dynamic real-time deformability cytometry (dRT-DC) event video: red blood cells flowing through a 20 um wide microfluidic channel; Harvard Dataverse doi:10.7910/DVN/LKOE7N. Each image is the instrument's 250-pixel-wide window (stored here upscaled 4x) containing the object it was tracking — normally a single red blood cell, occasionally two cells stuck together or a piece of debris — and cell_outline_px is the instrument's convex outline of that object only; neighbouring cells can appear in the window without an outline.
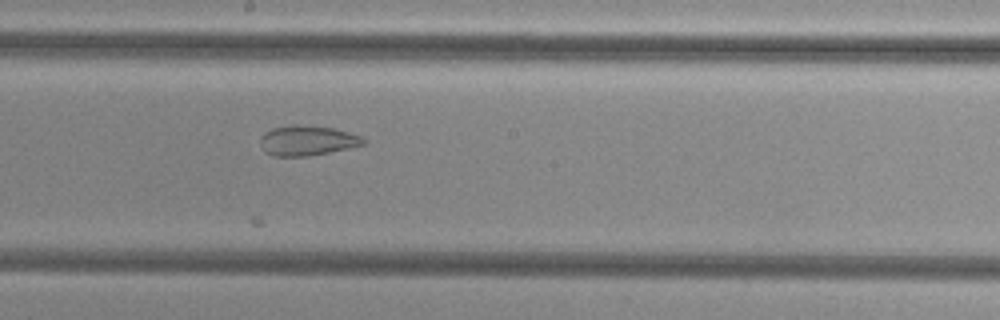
{"species": "common noctule bat (a hibernating species)", "species_latin": "Nyctalus noctula", "temperature_condition": "cold", "stored_images_in_passage": 39, "segment_of_instrument_passage": [1, 2], "camera_frame_rate_fps": 3000, "um_per_image_px": 0.085, "animal": {"sex": "female", "body_mass_g": 29.2, "forearm_length_mm": 56.3}, "frame": {"image": 1, "passage_image": 14, "time_ms": 4.333, "image_size_px": [1000, 320], "cell_outline_px": [[364, 144], [348, 148], [308, 156], [272, 156], [264, 152], [260, 144], [260, 136], [264, 132], [272, 128], [292, 124], [296, 124], [332, 128], [348, 132], [360, 136], [364, 140]], "centroid_in_image_um": [26.04, 11.94], "position_along_channel_um": 222.2, "area_um2": 17.98}}
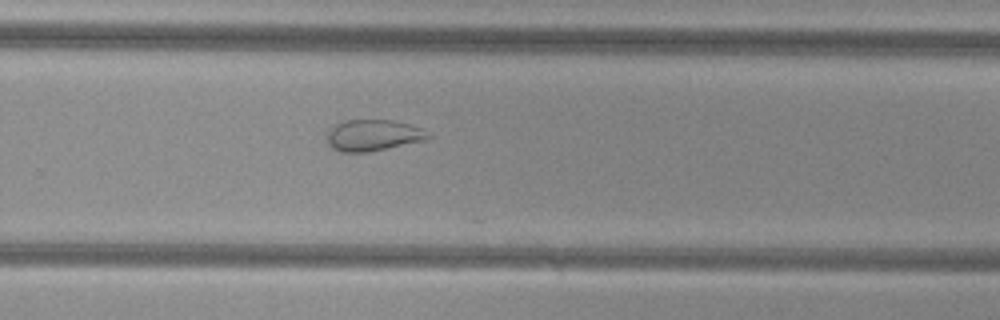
{"frame": {"image": 2, "passage_image": 20, "time_ms": 6.333, "image_size_px": [1000, 320], "cell_outline_px": [[432, 136], [424, 140], [364, 152], [340, 152], [332, 148], [328, 144], [328, 132], [336, 124], [344, 120], [392, 120], [408, 124], [420, 128]], "centroid_in_image_um": [31.68, 11.49], "position_along_channel_um": 298.1, "area_um2": 17.98}}
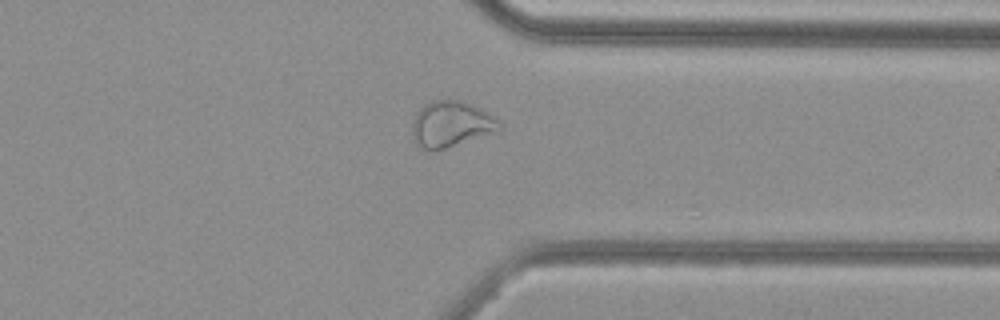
{"frame": {"image": 3, "passage_image": 26, "time_ms": 8.333, "image_size_px": [1000, 320], "cell_outline_px": [[504, 128], [496, 132], [444, 148], [424, 148], [416, 144], [412, 140], [412, 124], [416, 112], [424, 104], [432, 100], [464, 100], [488, 112]], "centroid_in_image_um": [38.33, 10.52], "position_along_channel_um": 373.1, "area_um2": 23.12}}